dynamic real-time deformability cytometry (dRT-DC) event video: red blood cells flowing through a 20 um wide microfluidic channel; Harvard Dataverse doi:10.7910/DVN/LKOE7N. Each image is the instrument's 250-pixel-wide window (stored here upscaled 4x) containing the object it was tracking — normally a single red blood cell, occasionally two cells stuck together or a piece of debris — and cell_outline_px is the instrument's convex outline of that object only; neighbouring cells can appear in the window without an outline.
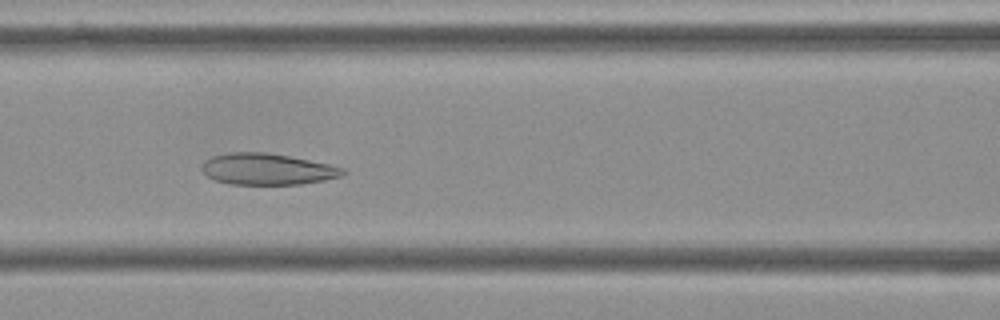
{"species": "Egyptian fruit bat (a non-hibernating species)", "species_latin": "Rousettus aegyptiacus", "temperature_condition": "cold", "stored_images_in_passage": 51, "camera_frame_rate_fps": 3000, "um_per_image_px": 0.085, "frame": {"image": 1, "passage_image": 19, "time_ms": 6.0, "image_size_px": [1000, 320], "cell_outline_px": [[348, 172], [340, 176], [324, 180], [300, 184], [228, 184], [216, 180], [208, 176], [200, 168], [204, 160], [212, 156], [228, 152], [264, 152], [288, 156], [348, 168]], "centroid_in_image_um": [22.72, 14.37], "position_along_channel_um": 143.9, "area_um2": 25.78}}
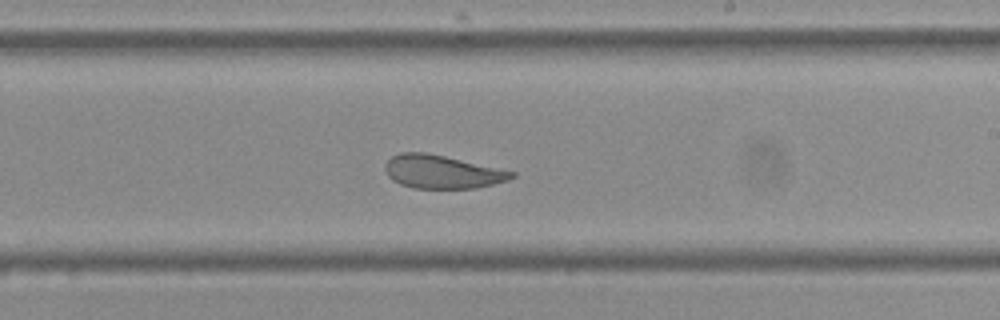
{"frame": {"image": 2, "passage_image": 28, "time_ms": 9.0, "image_size_px": [1000, 320], "cell_outline_px": [[516, 176], [508, 180], [476, 188], [412, 188], [400, 184], [392, 180], [388, 176], [384, 168], [384, 164], [392, 156], [400, 152], [424, 152], [444, 156], [516, 172]], "centroid_in_image_um": [37.54, 14.6], "position_along_channel_um": 251.5, "area_um2": 24.45}}
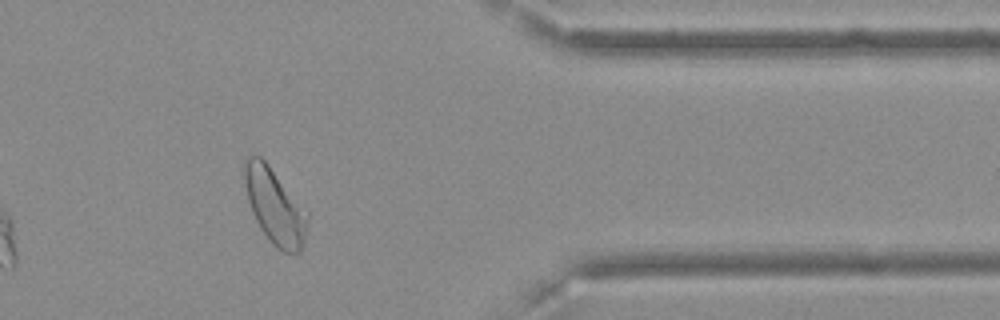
{"frame": {"image": 3, "passage_image": 41, "time_ms": 13.333, "image_size_px": [1000, 320], "cell_outline_px": [[308, 228], [304, 244], [300, 252], [284, 252], [276, 248], [272, 244], [260, 228], [252, 212], [248, 200], [244, 184], [244, 160], [248, 156], [260, 156], [268, 164], [308, 212]], "centroid_in_image_um": [23.37, 17.55], "position_along_channel_um": 388.0, "area_um2": 27.69}, "authors_computed_cell_mechanics": {"area_um2": 28.033, "velocity_mm_per_s": 3.5964, "shape_relaxation_time_tau1_ms": null, "shape_relaxation_time_tau2_ms": 1.8176, "deformation_change_tau1": null, "deformation_change_tau2": 0.0938}}